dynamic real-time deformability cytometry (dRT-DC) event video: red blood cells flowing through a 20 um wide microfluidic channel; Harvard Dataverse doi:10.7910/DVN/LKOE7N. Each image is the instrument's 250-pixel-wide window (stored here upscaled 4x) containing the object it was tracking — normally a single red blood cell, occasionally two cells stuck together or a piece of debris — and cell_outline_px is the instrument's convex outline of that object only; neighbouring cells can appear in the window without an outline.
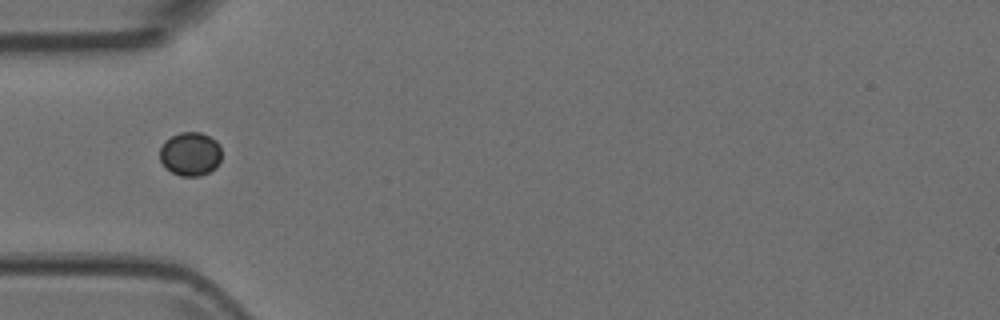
{"species": "Egyptian fruit bat (a non-hibernating species)", "species_latin": "Rousettus aegyptiacus", "temperature_condition": "room temperature", "stored_images_in_passage": 7, "camera_frame_rate_fps": 3000, "um_per_image_px": 0.085, "animal": {"sex": "female"}, "frame": {"image": 1, "passage_image": 1, "time_ms": 0.0, "image_size_px": [1000, 320], "cell_outline_px": [[220, 160], [216, 168], [200, 176], [180, 176], [172, 172], [160, 160], [160, 148], [164, 140], [180, 132], [200, 132], [216, 140], [220, 144]], "centroid_in_image_um": [16.18, 13.07], "position_along_channel_um": 68.8, "area_um2": 15.72}}
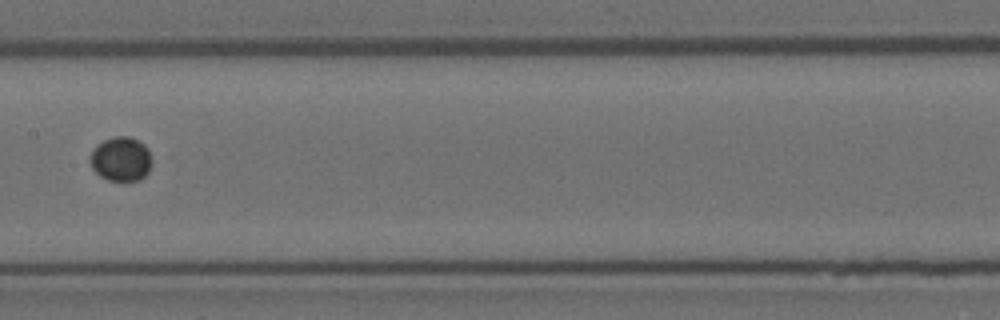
{"frame": {"image": 2, "passage_image": 4, "time_ms": 1.0, "image_size_px": [1000, 320], "cell_outline_px": [[152, 164], [148, 172], [140, 180], [108, 180], [100, 176], [92, 168], [88, 160], [92, 148], [96, 144], [104, 140], [116, 136], [128, 136], [144, 144], [148, 148], [152, 160]], "centroid_in_image_um": [10.26, 13.51], "position_along_channel_um": 197.1, "area_um2": 16.13}}
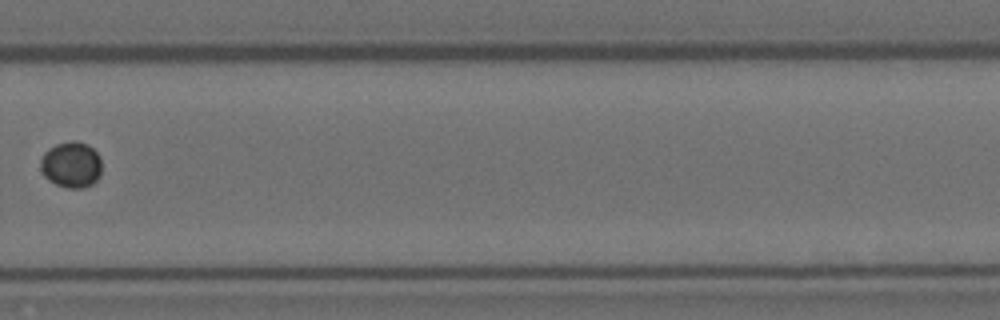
{"frame": {"image": 3, "passage_image": 7, "time_ms": 2.0, "image_size_px": [1000, 320], "cell_outline_px": [[100, 172], [96, 180], [92, 184], [84, 188], [68, 188], [56, 184], [48, 180], [44, 176], [40, 168], [40, 160], [44, 152], [48, 148], [56, 144], [72, 140], [76, 140], [88, 144], [100, 156]], "centroid_in_image_um": [6.03, 13.99], "position_along_channel_um": 323.8, "area_um2": 16.53}}